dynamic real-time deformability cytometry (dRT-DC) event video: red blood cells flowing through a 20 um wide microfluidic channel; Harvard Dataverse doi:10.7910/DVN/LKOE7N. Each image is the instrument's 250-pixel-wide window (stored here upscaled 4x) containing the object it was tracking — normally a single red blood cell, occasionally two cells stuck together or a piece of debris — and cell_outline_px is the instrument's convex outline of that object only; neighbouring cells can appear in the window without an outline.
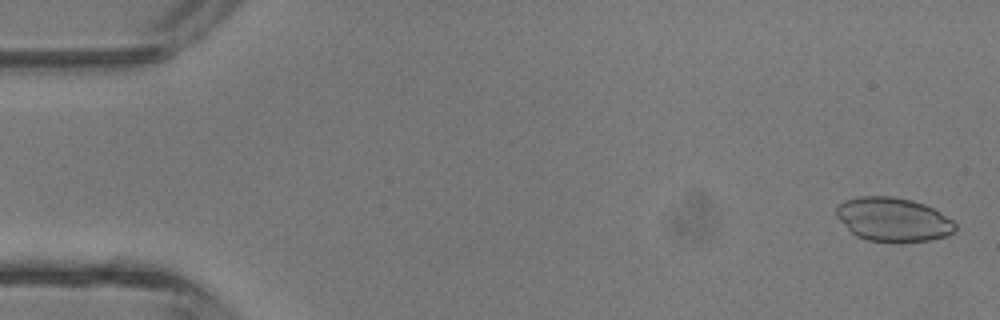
{"species": "common noctule bat (a hibernating species)", "species_latin": "Nyctalus noctula", "temperature_condition": "room temperature", "stored_images_in_passage": 4, "camera_frame_rate_fps": 3000, "um_per_image_px": 0.085, "animal": {"sex": "male", "body_mass_g": 13.3}, "frame": {"image": 1, "passage_image": 1, "time_ms": 0.0, "image_size_px": [1000, 320], "cell_outline_px": [[956, 228], [952, 232], [944, 236], [928, 240], [868, 240], [856, 236], [836, 216], [836, 208], [844, 200], [860, 196], [892, 196], [912, 200], [924, 204], [940, 212], [952, 220], [956, 224]], "centroid_in_image_um": [75.9, 18.62], "position_along_channel_um": 9.1, "area_um2": 29.71}}